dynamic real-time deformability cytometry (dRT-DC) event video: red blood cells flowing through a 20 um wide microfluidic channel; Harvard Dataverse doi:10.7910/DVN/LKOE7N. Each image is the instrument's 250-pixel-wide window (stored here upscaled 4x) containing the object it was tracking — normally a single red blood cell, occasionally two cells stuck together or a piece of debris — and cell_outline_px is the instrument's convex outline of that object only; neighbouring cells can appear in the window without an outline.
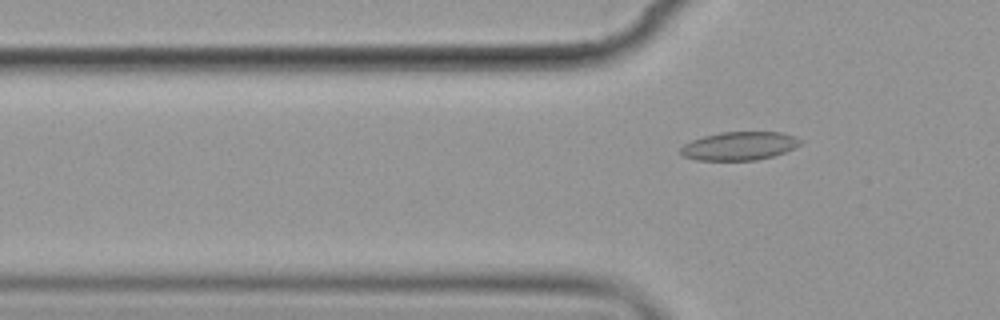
{"species": "common noctule bat (a hibernating species)", "species_latin": "Nyctalus noctula", "temperature_condition": "cold", "stored_images_in_passage": 4, "camera_frame_rate_fps": 3000, "um_per_image_px": 0.085, "animal": {"sex": "female", "body_mass_g": 19.9}, "frame": {"image": 1, "passage_image": 4, "time_ms": 3.667, "image_size_px": [1000, 320], "cell_outline_px": [[804, 140], [800, 144], [784, 152], [772, 156], [756, 160], [696, 160], [684, 156], [680, 152], [680, 148], [684, 144], [692, 140], [704, 136], [720, 132], [780, 132], [796, 136]], "centroid_in_image_um": [62.85, 12.4], "position_along_channel_um": 63.0, "area_um2": 19.77}}